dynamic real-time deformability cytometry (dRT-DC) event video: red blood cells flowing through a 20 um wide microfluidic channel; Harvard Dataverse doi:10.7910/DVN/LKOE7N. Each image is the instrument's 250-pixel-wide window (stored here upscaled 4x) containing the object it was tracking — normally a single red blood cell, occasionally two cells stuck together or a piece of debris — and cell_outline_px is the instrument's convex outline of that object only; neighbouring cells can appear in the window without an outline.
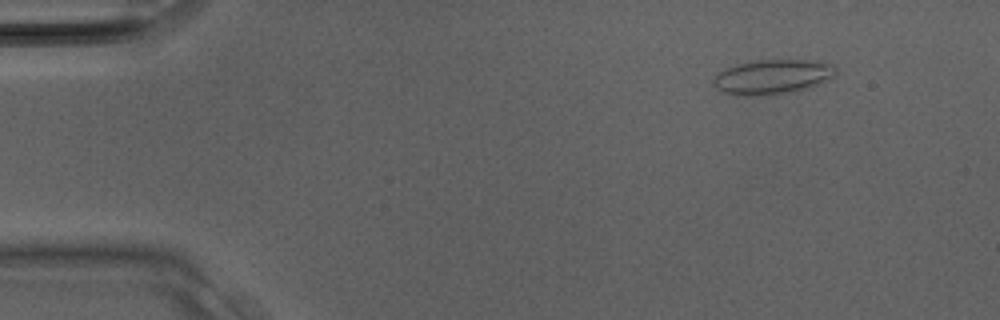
{"species": "Egyptian fruit bat (a non-hibernating species)", "species_latin": "Rousettus aegyptiacus", "temperature_condition": "room temperature", "stored_images_in_passage": 13, "camera_frame_rate_fps": 3000, "um_per_image_px": 0.085, "animal": {"sex": "male"}, "frame": {"image": 1, "passage_image": 4, "time_ms": 1.0, "image_size_px": [1000, 320], "cell_outline_px": [[836, 76], [820, 84], [796, 92], [772, 96], [736, 96], [724, 92], [716, 88], [712, 84], [712, 80], [716, 72], [740, 64], [756, 60], [816, 60], [832, 64], [836, 68]], "centroid_in_image_um": [65.68, 6.56], "position_along_channel_um": 19.3, "area_um2": 25.37}}